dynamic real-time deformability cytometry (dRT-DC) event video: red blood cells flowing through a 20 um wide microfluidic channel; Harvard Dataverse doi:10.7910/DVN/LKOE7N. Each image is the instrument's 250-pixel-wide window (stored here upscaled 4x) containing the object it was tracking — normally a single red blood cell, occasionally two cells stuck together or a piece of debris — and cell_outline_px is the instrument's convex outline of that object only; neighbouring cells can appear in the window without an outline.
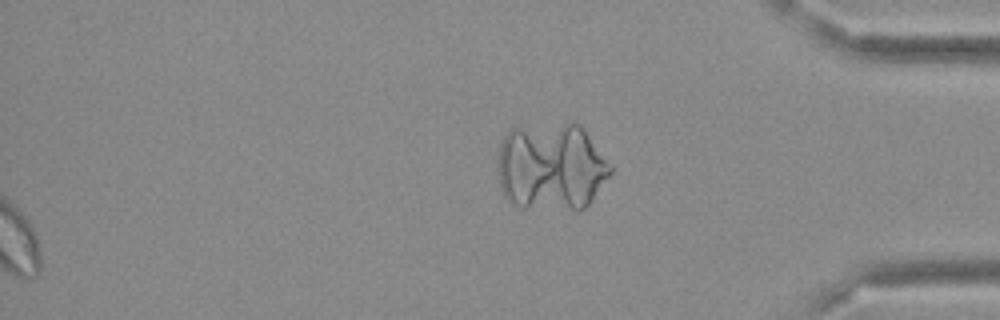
{"species": "Egyptian fruit bat (a non-hibernating species)", "species_latin": "Rousettus aegyptiacus", "temperature_condition": "cold", "stored_images_in_passage": 43, "segment_of_instrument_passage": [2, 2], "camera_frame_rate_fps": 3000, "um_per_image_px": 0.085, "frame": {"image": 1, "passage_image": 43, "time_ms": 14.0, "image_size_px": [1000, 320], "cell_outline_px": [[612, 172], [592, 200], [580, 212], [576, 212], [520, 208], [512, 204], [504, 196], [500, 184], [496, 164], [500, 144], [504, 136], [512, 128], [572, 120], [580, 124], [612, 164]], "centroid_in_image_um": [46.87, 14.19], "position_along_channel_um": 388.3, "area_um2": 59.59}}